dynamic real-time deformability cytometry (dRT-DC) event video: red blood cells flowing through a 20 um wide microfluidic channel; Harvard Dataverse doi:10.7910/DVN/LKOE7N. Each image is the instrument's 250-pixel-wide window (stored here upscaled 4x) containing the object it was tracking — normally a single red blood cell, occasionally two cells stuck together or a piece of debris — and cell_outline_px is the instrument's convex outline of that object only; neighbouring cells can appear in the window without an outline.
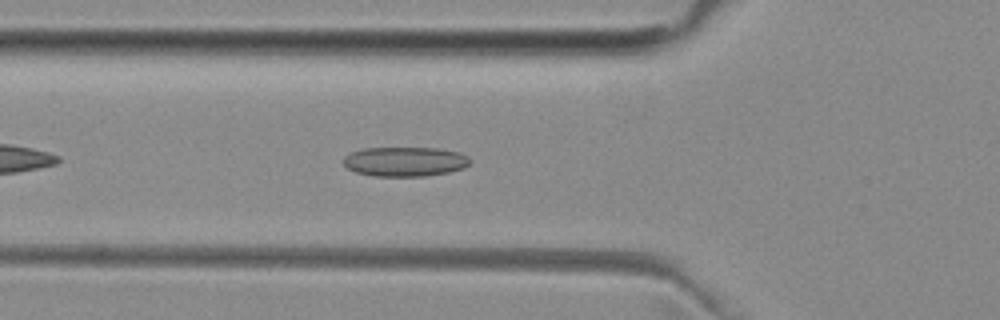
{"species": "common noctule bat (a hibernating species)", "species_latin": "Nyctalus noctula", "temperature_condition": "room temperature", "stored_images_in_passage": 33, "camera_frame_rate_fps": 3000, "um_per_image_px": 0.085, "animal": {"sex": "female", "body_mass_g": 29.2, "forearm_length_mm": 56.3}, "frame": {"image": 1, "passage_image": 6, "time_ms": 1.667, "image_size_px": [1000, 320], "cell_outline_px": [[472, 160], [464, 168], [448, 172], [428, 176], [372, 176], [356, 172], [348, 168], [344, 164], [344, 156], [352, 152], [364, 148], [436, 148], [460, 152], [468, 156]], "centroid_in_image_um": [34.45, 13.73], "position_along_channel_um": 91.4, "area_um2": 21.85}}
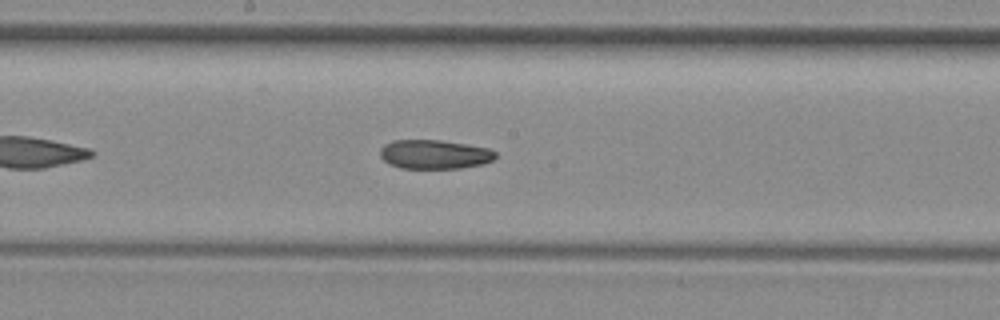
{"frame": {"image": 2, "passage_image": 15, "time_ms": 4.667, "image_size_px": [1000, 320], "cell_outline_px": [[496, 156], [492, 160], [484, 164], [460, 168], [400, 168], [388, 164], [380, 156], [380, 148], [384, 144], [392, 140], [440, 140], [488, 148], [496, 152]], "centroid_in_image_um": [36.9, 13.12], "position_along_channel_um": 211.3, "area_um2": 19.59}}
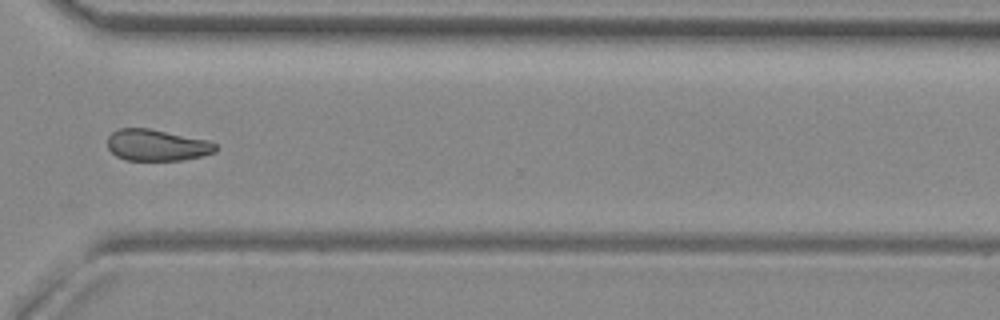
{"frame": {"image": 3, "passage_image": 26, "time_ms": 8.333, "image_size_px": [1000, 320], "cell_outline_px": [[220, 148], [216, 152], [200, 156], [180, 160], [124, 160], [116, 156], [108, 148], [108, 136], [112, 132], [120, 128], [148, 128], [208, 140], [216, 144]], "centroid_in_image_um": [13.34, 12.34], "position_along_channel_um": 357.3, "area_um2": 19.83}, "authors_computed_cell_mechanics": {"area_um2": 20.3456, "velocity_mm_per_s": 3.9835, "shape_relaxation_time_tau1_ms": null, "shape_relaxation_time_tau2_ms": 8.737, "deformation_change_tau1": null, "deformation_change_tau2": 0.1556}}